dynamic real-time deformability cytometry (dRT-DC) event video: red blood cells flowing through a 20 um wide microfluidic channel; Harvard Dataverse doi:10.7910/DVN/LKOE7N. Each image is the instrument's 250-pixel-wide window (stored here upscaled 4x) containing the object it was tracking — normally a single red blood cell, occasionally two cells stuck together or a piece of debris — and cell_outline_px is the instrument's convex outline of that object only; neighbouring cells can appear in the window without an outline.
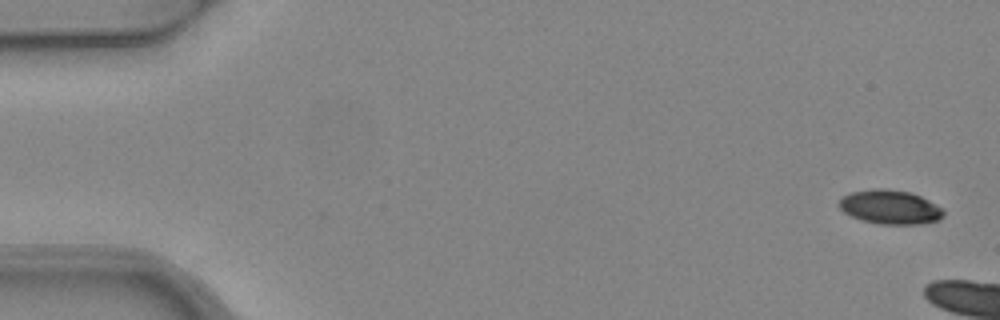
{"species": "common noctule bat (a hibernating species)", "species_latin": "Nyctalus noctula", "temperature_condition": "warm", "stored_images_in_passage": 3, "camera_frame_rate_fps": 3000, "um_per_image_px": 0.085, "animal": {"sex": "female", "body_mass_g": 24.6, "forearm_length_mm": 56.2}, "frame": {"image": 1, "passage_image": 1, "time_ms": 0.0, "image_size_px": [1000, 320], "cell_outline_px": [[944, 216], [940, 220], [920, 224], [880, 224], [864, 220], [852, 216], [844, 212], [836, 204], [844, 196], [852, 192], [872, 188], [880, 188], [912, 192], [936, 204], [944, 212]], "centroid_in_image_um": [75.66, 17.6], "position_along_channel_um": 9.3, "area_um2": 20.69}}